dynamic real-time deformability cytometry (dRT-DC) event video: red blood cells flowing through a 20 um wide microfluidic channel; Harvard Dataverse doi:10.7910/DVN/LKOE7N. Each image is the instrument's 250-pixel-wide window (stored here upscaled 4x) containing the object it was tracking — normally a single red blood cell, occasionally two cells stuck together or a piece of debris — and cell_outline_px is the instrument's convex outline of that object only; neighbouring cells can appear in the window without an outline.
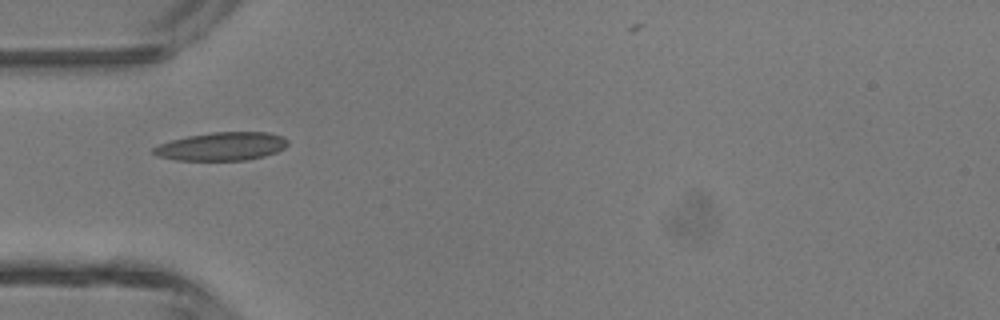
{"species": "common noctule bat (a hibernating species)", "species_latin": "Nyctalus noctula", "temperature_condition": "room temperature", "stored_images_in_passage": 5, "camera_frame_rate_fps": 3000, "um_per_image_px": 0.085, "animal": {"sex": "male", "body_mass_g": 13.3}, "frame": {"image": 1, "passage_image": 4, "time_ms": 1.0, "image_size_px": [1000, 320], "cell_outline_px": [[288, 144], [284, 148], [276, 152], [264, 156], [244, 160], [176, 160], [156, 156], [152, 152], [152, 148], [160, 144], [172, 140], [188, 136], [212, 132], [268, 132], [284, 136], [288, 140]], "centroid_in_image_um": [18.85, 12.44], "position_along_channel_um": 66.1, "area_um2": 22.14}}
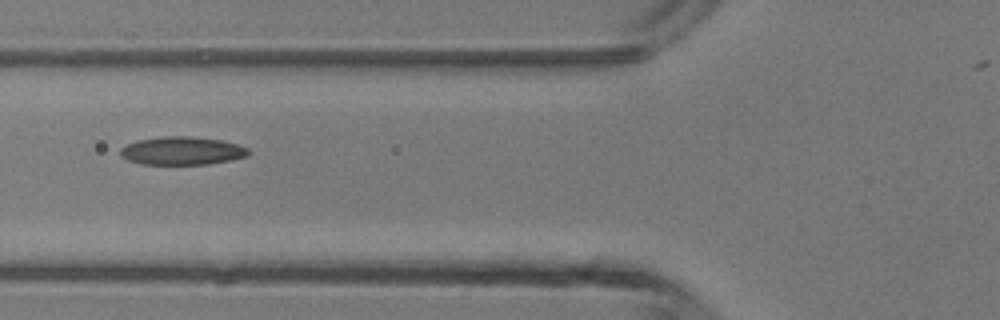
{"frame": {"image": 2, "passage_image": 5, "time_ms": 1.333, "image_size_px": [1000, 320], "cell_outline_px": [[252, 152], [248, 156], [232, 160], [208, 164], [140, 164], [128, 160], [120, 156], [120, 148], [136, 140], [164, 136], [188, 136], [220, 140], [236, 144], [248, 148]], "centroid_in_image_um": [15.48, 12.82], "position_along_channel_um": 110.3, "area_um2": 21.1}}